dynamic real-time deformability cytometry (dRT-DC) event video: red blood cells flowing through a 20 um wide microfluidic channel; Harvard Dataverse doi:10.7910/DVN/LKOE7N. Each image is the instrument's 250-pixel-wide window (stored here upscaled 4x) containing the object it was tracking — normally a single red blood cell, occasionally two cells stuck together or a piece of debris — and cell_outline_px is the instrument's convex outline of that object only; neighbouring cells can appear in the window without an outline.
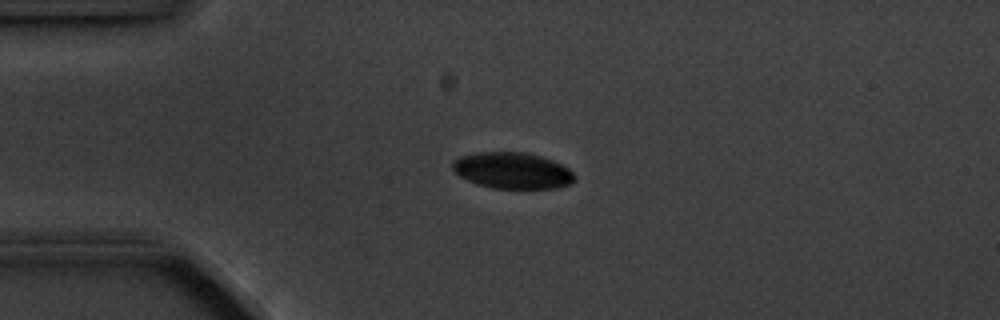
{"species": "common noctule bat (a hibernating species)", "species_latin": "Nyctalus noctula", "temperature_condition": "cold", "stored_images_in_passage": 7, "camera_frame_rate_fps": 3000, "um_per_image_px": 0.085, "animal": {"sex": "male", "body_mass_g": 20.1, "forearm_length_mm": 53.5}, "frame": {"image": 1, "passage_image": 2, "time_ms": 1.0, "image_size_px": [1000, 320], "cell_outline_px": [[576, 180], [572, 184], [556, 188], [492, 188], [476, 184], [460, 176], [452, 168], [452, 160], [460, 156], [476, 152], [524, 152], [540, 156], [552, 160], [568, 168], [576, 176]], "centroid_in_image_um": [43.56, 14.5], "position_along_channel_um": 41.4, "area_um2": 25.89}}